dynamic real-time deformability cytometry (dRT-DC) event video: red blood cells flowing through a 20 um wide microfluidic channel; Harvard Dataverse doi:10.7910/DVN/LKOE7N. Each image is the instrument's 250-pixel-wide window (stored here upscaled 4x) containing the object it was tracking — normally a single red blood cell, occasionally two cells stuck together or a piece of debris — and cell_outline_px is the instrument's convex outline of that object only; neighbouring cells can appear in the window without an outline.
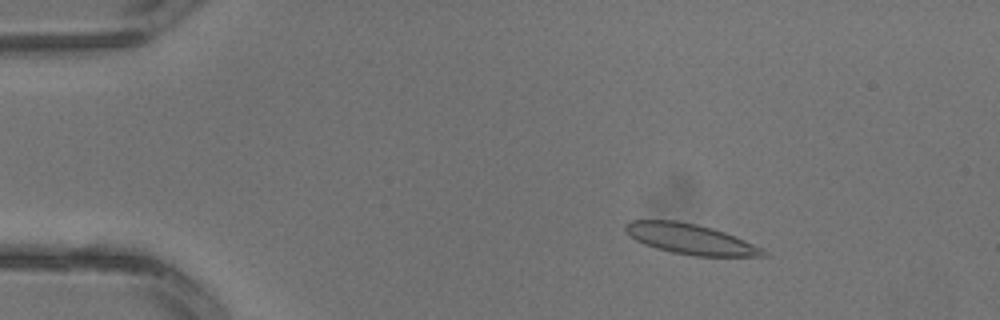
{"species": "common noctule bat (a hibernating species)", "species_latin": "Nyctalus noctula", "temperature_condition": "warm", "stored_images_in_passage": 3, "camera_frame_rate_fps": 3000, "um_per_image_px": 0.085, "animal": {"sex": "male", "body_mass_g": 13.3}, "frame": {"image": 1, "passage_image": 2, "time_ms": 0.333, "image_size_px": [1000, 320], "cell_outline_px": [[768, 256], [696, 256], [672, 252], [656, 248], [644, 244], [636, 240], [624, 228], [624, 224], [632, 220], [676, 220], [696, 224], [712, 228], [724, 232], [764, 248], [768, 252]], "centroid_in_image_um": [58.71, 20.32], "position_along_channel_um": 26.3, "area_um2": 24.22}}